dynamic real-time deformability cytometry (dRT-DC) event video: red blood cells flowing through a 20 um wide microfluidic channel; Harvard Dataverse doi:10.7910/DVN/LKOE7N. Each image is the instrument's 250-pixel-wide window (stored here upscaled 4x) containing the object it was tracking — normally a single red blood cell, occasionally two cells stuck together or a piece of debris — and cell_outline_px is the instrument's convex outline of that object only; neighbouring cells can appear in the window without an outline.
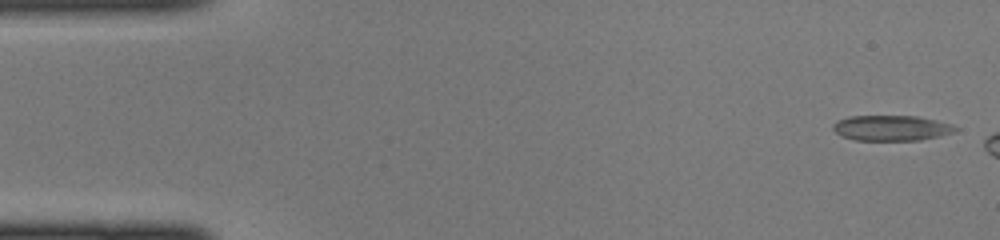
{"species": "common noctule bat (a hibernating species)", "species_latin": "Nyctalus noctula", "temperature_condition": "cold", "stored_images_in_passage": 6, "camera_frame_rate_fps": 3000, "um_per_image_px": 0.085, "animal": {"sex": "female", "body_mass_g": 22.0, "forearm_length_mm": 56.7}, "frame": {"image": 1, "passage_image": 1, "time_ms": 0.0, "image_size_px": [1000, 240], "cell_outline_px": [[960, 128], [956, 132], [940, 136], [920, 140], [856, 140], [840, 136], [832, 128], [832, 124], [836, 120], [848, 116], [916, 116], [936, 120], [952, 124]], "centroid_in_image_um": [75.77, 10.88], "position_along_channel_um": 9.2, "area_um2": 18.32}}